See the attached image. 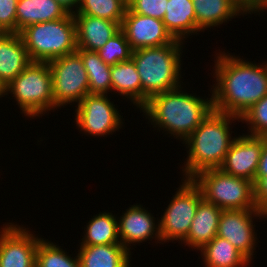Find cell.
I'll return each instance as SVG.
<instances>
[{
    "label": "cell",
    "instance_id": "6da1fadb",
    "mask_svg": "<svg viewBox=\"0 0 267 267\" xmlns=\"http://www.w3.org/2000/svg\"><path fill=\"white\" fill-rule=\"evenodd\" d=\"M225 51L221 48L213 52V108L241 118L267 95V60L255 63Z\"/></svg>",
    "mask_w": 267,
    "mask_h": 267
},
{
    "label": "cell",
    "instance_id": "7a4b0ae2",
    "mask_svg": "<svg viewBox=\"0 0 267 267\" xmlns=\"http://www.w3.org/2000/svg\"><path fill=\"white\" fill-rule=\"evenodd\" d=\"M185 86L156 94L139 110L147 124L163 136L180 140L181 143L211 114L213 108L212 89L208 97L199 96L183 89ZM188 91V92H187ZM210 95V97H209ZM206 98V99H205Z\"/></svg>",
    "mask_w": 267,
    "mask_h": 267
},
{
    "label": "cell",
    "instance_id": "3957f363",
    "mask_svg": "<svg viewBox=\"0 0 267 267\" xmlns=\"http://www.w3.org/2000/svg\"><path fill=\"white\" fill-rule=\"evenodd\" d=\"M239 116L220 113L215 110L182 142L187 151L181 165L183 179H191L207 169H218L236 138L232 128ZM232 123L233 126H232ZM232 133L235 134L233 137ZM187 149V150H186Z\"/></svg>",
    "mask_w": 267,
    "mask_h": 267
},
{
    "label": "cell",
    "instance_id": "277c9868",
    "mask_svg": "<svg viewBox=\"0 0 267 267\" xmlns=\"http://www.w3.org/2000/svg\"><path fill=\"white\" fill-rule=\"evenodd\" d=\"M185 43L175 39L171 44L133 51L131 59L141 80V108L150 97L186 85L181 72Z\"/></svg>",
    "mask_w": 267,
    "mask_h": 267
},
{
    "label": "cell",
    "instance_id": "5b68a950",
    "mask_svg": "<svg viewBox=\"0 0 267 267\" xmlns=\"http://www.w3.org/2000/svg\"><path fill=\"white\" fill-rule=\"evenodd\" d=\"M31 62H49L77 51L73 14L27 26L20 32Z\"/></svg>",
    "mask_w": 267,
    "mask_h": 267
},
{
    "label": "cell",
    "instance_id": "8992f818",
    "mask_svg": "<svg viewBox=\"0 0 267 267\" xmlns=\"http://www.w3.org/2000/svg\"><path fill=\"white\" fill-rule=\"evenodd\" d=\"M52 85L48 62H31L7 86V96L11 95L8 99H14L24 117L38 119L54 112Z\"/></svg>",
    "mask_w": 267,
    "mask_h": 267
},
{
    "label": "cell",
    "instance_id": "52a82bcc",
    "mask_svg": "<svg viewBox=\"0 0 267 267\" xmlns=\"http://www.w3.org/2000/svg\"><path fill=\"white\" fill-rule=\"evenodd\" d=\"M191 179L203 199L222 210L257 209L250 180L226 174L219 168L203 170Z\"/></svg>",
    "mask_w": 267,
    "mask_h": 267
},
{
    "label": "cell",
    "instance_id": "ba28073f",
    "mask_svg": "<svg viewBox=\"0 0 267 267\" xmlns=\"http://www.w3.org/2000/svg\"><path fill=\"white\" fill-rule=\"evenodd\" d=\"M172 194L171 201L159 217V233L162 245L179 241L187 237L197 206L203 199L199 187L192 179H182Z\"/></svg>",
    "mask_w": 267,
    "mask_h": 267
},
{
    "label": "cell",
    "instance_id": "9c48e42d",
    "mask_svg": "<svg viewBox=\"0 0 267 267\" xmlns=\"http://www.w3.org/2000/svg\"><path fill=\"white\" fill-rule=\"evenodd\" d=\"M52 75L54 112L77 106L89 94L87 71L81 56L74 52L48 62Z\"/></svg>",
    "mask_w": 267,
    "mask_h": 267
},
{
    "label": "cell",
    "instance_id": "30bf717a",
    "mask_svg": "<svg viewBox=\"0 0 267 267\" xmlns=\"http://www.w3.org/2000/svg\"><path fill=\"white\" fill-rule=\"evenodd\" d=\"M109 96L87 94L77 106H74L73 122L79 132L94 138L107 137L116 134V131L119 132L125 123V118L121 116V110H118L117 104H114Z\"/></svg>",
    "mask_w": 267,
    "mask_h": 267
},
{
    "label": "cell",
    "instance_id": "8fae6325",
    "mask_svg": "<svg viewBox=\"0 0 267 267\" xmlns=\"http://www.w3.org/2000/svg\"><path fill=\"white\" fill-rule=\"evenodd\" d=\"M256 219V220H255ZM266 221L267 215L258 209L223 210L219 218L216 236L228 240L251 263L257 244V220ZM258 241V242H257ZM254 256V257H253Z\"/></svg>",
    "mask_w": 267,
    "mask_h": 267
},
{
    "label": "cell",
    "instance_id": "7c38bea8",
    "mask_svg": "<svg viewBox=\"0 0 267 267\" xmlns=\"http://www.w3.org/2000/svg\"><path fill=\"white\" fill-rule=\"evenodd\" d=\"M16 223L7 222L0 227V267H35L42 235H35L30 227Z\"/></svg>",
    "mask_w": 267,
    "mask_h": 267
},
{
    "label": "cell",
    "instance_id": "4fadbf2b",
    "mask_svg": "<svg viewBox=\"0 0 267 267\" xmlns=\"http://www.w3.org/2000/svg\"><path fill=\"white\" fill-rule=\"evenodd\" d=\"M143 206L140 203H134L125 211L122 210L120 217L117 214L120 243L131 253H133L131 251L134 249L133 247L140 243L155 240L153 242L157 245L158 243L162 244L159 233V218H155L154 213H151L148 207L146 209Z\"/></svg>",
    "mask_w": 267,
    "mask_h": 267
},
{
    "label": "cell",
    "instance_id": "5bb4252c",
    "mask_svg": "<svg viewBox=\"0 0 267 267\" xmlns=\"http://www.w3.org/2000/svg\"><path fill=\"white\" fill-rule=\"evenodd\" d=\"M236 136L219 169L229 175L242 177L254 184L255 175L263 148V137L248 135Z\"/></svg>",
    "mask_w": 267,
    "mask_h": 267
},
{
    "label": "cell",
    "instance_id": "9a60e30c",
    "mask_svg": "<svg viewBox=\"0 0 267 267\" xmlns=\"http://www.w3.org/2000/svg\"><path fill=\"white\" fill-rule=\"evenodd\" d=\"M132 50L171 44L175 39L162 20L133 13L128 7L120 25Z\"/></svg>",
    "mask_w": 267,
    "mask_h": 267
},
{
    "label": "cell",
    "instance_id": "2e32d148",
    "mask_svg": "<svg viewBox=\"0 0 267 267\" xmlns=\"http://www.w3.org/2000/svg\"><path fill=\"white\" fill-rule=\"evenodd\" d=\"M78 49L97 52L119 30L118 22L89 15H73Z\"/></svg>",
    "mask_w": 267,
    "mask_h": 267
},
{
    "label": "cell",
    "instance_id": "e0dca14e",
    "mask_svg": "<svg viewBox=\"0 0 267 267\" xmlns=\"http://www.w3.org/2000/svg\"><path fill=\"white\" fill-rule=\"evenodd\" d=\"M223 210L202 199L197 206L188 235L181 243L194 251L201 250L217 234L219 218Z\"/></svg>",
    "mask_w": 267,
    "mask_h": 267
},
{
    "label": "cell",
    "instance_id": "ac0fdd59",
    "mask_svg": "<svg viewBox=\"0 0 267 267\" xmlns=\"http://www.w3.org/2000/svg\"><path fill=\"white\" fill-rule=\"evenodd\" d=\"M31 60L20 33H4L0 37V79L8 86Z\"/></svg>",
    "mask_w": 267,
    "mask_h": 267
},
{
    "label": "cell",
    "instance_id": "d6986e66",
    "mask_svg": "<svg viewBox=\"0 0 267 267\" xmlns=\"http://www.w3.org/2000/svg\"><path fill=\"white\" fill-rule=\"evenodd\" d=\"M162 21L171 36L182 42L201 32L196 25L192 0H168Z\"/></svg>",
    "mask_w": 267,
    "mask_h": 267
},
{
    "label": "cell",
    "instance_id": "ffe728a7",
    "mask_svg": "<svg viewBox=\"0 0 267 267\" xmlns=\"http://www.w3.org/2000/svg\"><path fill=\"white\" fill-rule=\"evenodd\" d=\"M81 267H131L132 253L122 244L78 245Z\"/></svg>",
    "mask_w": 267,
    "mask_h": 267
},
{
    "label": "cell",
    "instance_id": "44dd1931",
    "mask_svg": "<svg viewBox=\"0 0 267 267\" xmlns=\"http://www.w3.org/2000/svg\"><path fill=\"white\" fill-rule=\"evenodd\" d=\"M192 2L196 25L203 33L205 30L214 29L213 27L227 25L233 18H241V15L245 17L231 0H192Z\"/></svg>",
    "mask_w": 267,
    "mask_h": 267
},
{
    "label": "cell",
    "instance_id": "7402d4cb",
    "mask_svg": "<svg viewBox=\"0 0 267 267\" xmlns=\"http://www.w3.org/2000/svg\"><path fill=\"white\" fill-rule=\"evenodd\" d=\"M68 12L55 0H18L16 33L27 26L64 18Z\"/></svg>",
    "mask_w": 267,
    "mask_h": 267
},
{
    "label": "cell",
    "instance_id": "603a6c76",
    "mask_svg": "<svg viewBox=\"0 0 267 267\" xmlns=\"http://www.w3.org/2000/svg\"><path fill=\"white\" fill-rule=\"evenodd\" d=\"M112 92L130 101L136 109H141V80L132 59L111 66Z\"/></svg>",
    "mask_w": 267,
    "mask_h": 267
},
{
    "label": "cell",
    "instance_id": "cb8c5ba5",
    "mask_svg": "<svg viewBox=\"0 0 267 267\" xmlns=\"http://www.w3.org/2000/svg\"><path fill=\"white\" fill-rule=\"evenodd\" d=\"M203 267H247L252 263L228 240L215 236L201 250ZM251 264V265H250Z\"/></svg>",
    "mask_w": 267,
    "mask_h": 267
},
{
    "label": "cell",
    "instance_id": "d4e9b609",
    "mask_svg": "<svg viewBox=\"0 0 267 267\" xmlns=\"http://www.w3.org/2000/svg\"><path fill=\"white\" fill-rule=\"evenodd\" d=\"M103 211L89 218L78 245L121 244L118 234L117 214Z\"/></svg>",
    "mask_w": 267,
    "mask_h": 267
},
{
    "label": "cell",
    "instance_id": "484cf974",
    "mask_svg": "<svg viewBox=\"0 0 267 267\" xmlns=\"http://www.w3.org/2000/svg\"><path fill=\"white\" fill-rule=\"evenodd\" d=\"M84 63L89 81V94L111 93V65L106 64L95 51L77 49ZM110 92V93H109Z\"/></svg>",
    "mask_w": 267,
    "mask_h": 267
},
{
    "label": "cell",
    "instance_id": "4316f807",
    "mask_svg": "<svg viewBox=\"0 0 267 267\" xmlns=\"http://www.w3.org/2000/svg\"><path fill=\"white\" fill-rule=\"evenodd\" d=\"M64 249L42 237L36 249L35 267H81L78 254L70 255Z\"/></svg>",
    "mask_w": 267,
    "mask_h": 267
},
{
    "label": "cell",
    "instance_id": "83f0119b",
    "mask_svg": "<svg viewBox=\"0 0 267 267\" xmlns=\"http://www.w3.org/2000/svg\"><path fill=\"white\" fill-rule=\"evenodd\" d=\"M126 9L127 4L122 0H80L79 7L73 15L99 17L121 25Z\"/></svg>",
    "mask_w": 267,
    "mask_h": 267
},
{
    "label": "cell",
    "instance_id": "f1b7e54d",
    "mask_svg": "<svg viewBox=\"0 0 267 267\" xmlns=\"http://www.w3.org/2000/svg\"><path fill=\"white\" fill-rule=\"evenodd\" d=\"M97 53L106 64L112 66L119 62L131 60L133 50L120 29Z\"/></svg>",
    "mask_w": 267,
    "mask_h": 267
},
{
    "label": "cell",
    "instance_id": "f546056e",
    "mask_svg": "<svg viewBox=\"0 0 267 267\" xmlns=\"http://www.w3.org/2000/svg\"><path fill=\"white\" fill-rule=\"evenodd\" d=\"M248 135L267 137V95L254 104L241 118Z\"/></svg>",
    "mask_w": 267,
    "mask_h": 267
},
{
    "label": "cell",
    "instance_id": "4dcf8cb0",
    "mask_svg": "<svg viewBox=\"0 0 267 267\" xmlns=\"http://www.w3.org/2000/svg\"><path fill=\"white\" fill-rule=\"evenodd\" d=\"M168 0H132L127 7L136 14L162 20Z\"/></svg>",
    "mask_w": 267,
    "mask_h": 267
},
{
    "label": "cell",
    "instance_id": "1f68e13d",
    "mask_svg": "<svg viewBox=\"0 0 267 267\" xmlns=\"http://www.w3.org/2000/svg\"><path fill=\"white\" fill-rule=\"evenodd\" d=\"M18 0H0V30L16 33V6Z\"/></svg>",
    "mask_w": 267,
    "mask_h": 267
},
{
    "label": "cell",
    "instance_id": "d6a6232c",
    "mask_svg": "<svg viewBox=\"0 0 267 267\" xmlns=\"http://www.w3.org/2000/svg\"><path fill=\"white\" fill-rule=\"evenodd\" d=\"M254 199L257 209L267 215V176L254 185Z\"/></svg>",
    "mask_w": 267,
    "mask_h": 267
},
{
    "label": "cell",
    "instance_id": "836d02e7",
    "mask_svg": "<svg viewBox=\"0 0 267 267\" xmlns=\"http://www.w3.org/2000/svg\"><path fill=\"white\" fill-rule=\"evenodd\" d=\"M236 7L246 16L258 15V0H231Z\"/></svg>",
    "mask_w": 267,
    "mask_h": 267
},
{
    "label": "cell",
    "instance_id": "e575fe53",
    "mask_svg": "<svg viewBox=\"0 0 267 267\" xmlns=\"http://www.w3.org/2000/svg\"><path fill=\"white\" fill-rule=\"evenodd\" d=\"M267 176V137H263V148L255 175L254 185L262 178Z\"/></svg>",
    "mask_w": 267,
    "mask_h": 267
},
{
    "label": "cell",
    "instance_id": "d590c367",
    "mask_svg": "<svg viewBox=\"0 0 267 267\" xmlns=\"http://www.w3.org/2000/svg\"><path fill=\"white\" fill-rule=\"evenodd\" d=\"M57 1L69 14H75L80 0H55Z\"/></svg>",
    "mask_w": 267,
    "mask_h": 267
},
{
    "label": "cell",
    "instance_id": "8d00e7d4",
    "mask_svg": "<svg viewBox=\"0 0 267 267\" xmlns=\"http://www.w3.org/2000/svg\"><path fill=\"white\" fill-rule=\"evenodd\" d=\"M266 10V11H265ZM267 12V0H258V16Z\"/></svg>",
    "mask_w": 267,
    "mask_h": 267
},
{
    "label": "cell",
    "instance_id": "74e56055",
    "mask_svg": "<svg viewBox=\"0 0 267 267\" xmlns=\"http://www.w3.org/2000/svg\"><path fill=\"white\" fill-rule=\"evenodd\" d=\"M6 96V97H5ZM2 97L7 98V86L3 83V81L0 79V99Z\"/></svg>",
    "mask_w": 267,
    "mask_h": 267
},
{
    "label": "cell",
    "instance_id": "f35d334b",
    "mask_svg": "<svg viewBox=\"0 0 267 267\" xmlns=\"http://www.w3.org/2000/svg\"><path fill=\"white\" fill-rule=\"evenodd\" d=\"M122 1L128 5L132 0H122Z\"/></svg>",
    "mask_w": 267,
    "mask_h": 267
},
{
    "label": "cell",
    "instance_id": "ab89813d",
    "mask_svg": "<svg viewBox=\"0 0 267 267\" xmlns=\"http://www.w3.org/2000/svg\"><path fill=\"white\" fill-rule=\"evenodd\" d=\"M4 33L0 30V37L3 35Z\"/></svg>",
    "mask_w": 267,
    "mask_h": 267
}]
</instances>
